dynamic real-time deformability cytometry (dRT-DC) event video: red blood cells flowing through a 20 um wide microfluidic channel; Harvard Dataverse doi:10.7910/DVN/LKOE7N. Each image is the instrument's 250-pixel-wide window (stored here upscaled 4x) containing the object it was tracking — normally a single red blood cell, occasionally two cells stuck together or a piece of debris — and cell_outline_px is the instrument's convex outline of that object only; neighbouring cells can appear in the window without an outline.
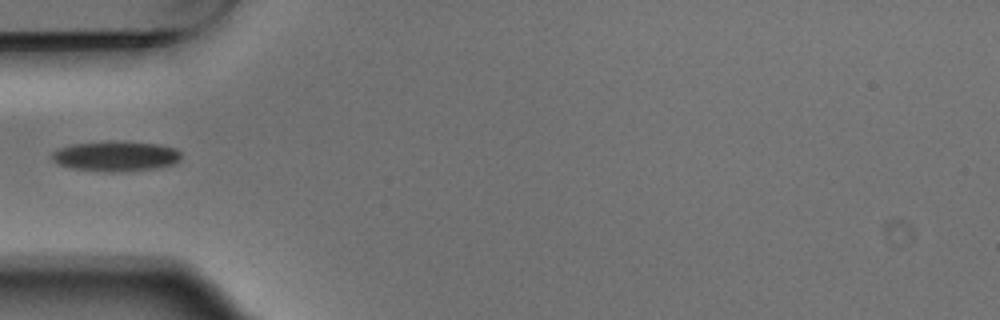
{"species": "Egyptian fruit bat (a non-hibernating species)", "species_latin": "Rousettus aegyptiacus", "temperature_condition": "warm", "stored_images_in_passage": 5, "camera_frame_rate_fps": 3000, "um_per_image_px": 0.085, "animal": {"sex": "male"}, "frame": {"image": 1, "passage_image": 4, "time_ms": 1.0, "image_size_px": [1000, 320], "cell_outline_px": [[180, 160], [172, 164], [156, 168], [116, 172], [104, 172], [72, 168], [56, 164], [52, 160], [52, 152], [60, 148], [72, 144], [108, 140], [160, 144], [176, 148], [180, 152]], "centroid_in_image_um": [9.82, 13.26], "position_along_channel_um": 75.2, "area_um2": 22.95}}
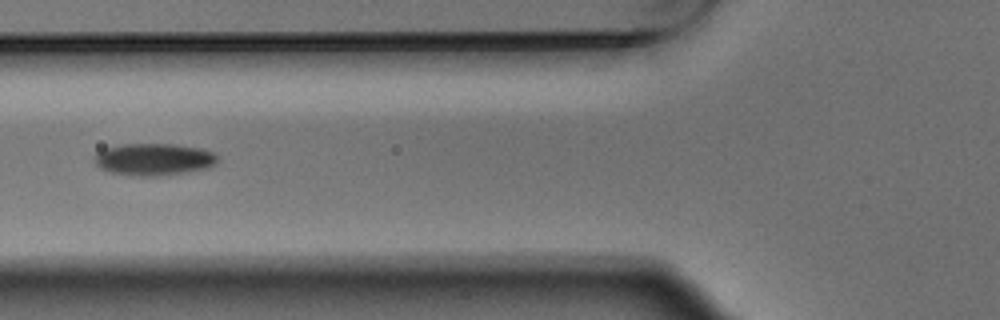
{"frame": {"image": 2, "passage_image": 5, "time_ms": 1.333, "image_size_px": [1000, 320], "cell_outline_px": [[216, 164], [208, 168], [184, 172], [152, 176], [140, 176], [112, 172], [100, 168], [96, 164], [96, 156], [104, 148], [124, 144], [176, 144], [204, 148], [216, 152]], "centroid_in_image_um": [13.14, 13.53], "position_along_channel_um": 112.7, "area_um2": 22.77}}